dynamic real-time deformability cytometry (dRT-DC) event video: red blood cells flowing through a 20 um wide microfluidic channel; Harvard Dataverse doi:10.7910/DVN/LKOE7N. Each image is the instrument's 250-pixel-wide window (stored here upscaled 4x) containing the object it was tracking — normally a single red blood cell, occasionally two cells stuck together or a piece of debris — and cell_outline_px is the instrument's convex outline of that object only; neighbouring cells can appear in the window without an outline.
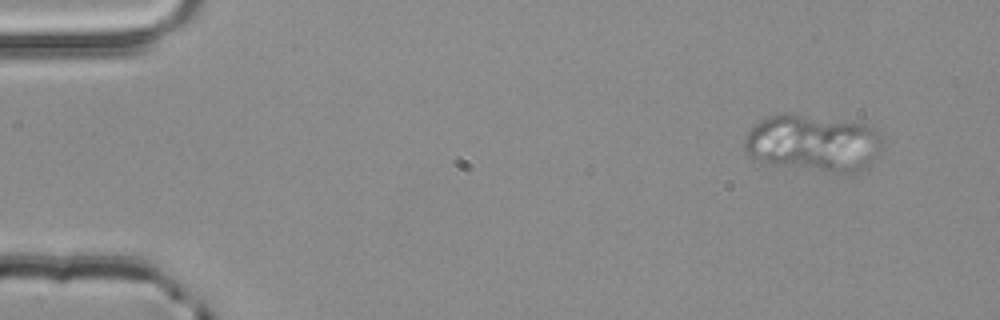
{"species": "common noctule bat (a hibernating species)", "species_latin": "Nyctalus noctula", "temperature_condition": "room temperature", "stored_images_in_passage": 3, "camera_frame_rate_fps": 3000, "um_per_image_px": 0.085, "animal": {"sex": "male", "body_mass_g": 20.4}, "frame": {"image": 1, "passage_image": 1, "time_ms": 0.0, "image_size_px": [1000, 320], "cell_outline_px": [[884, 140], [876, 156], [868, 168], [864, 172], [828, 172], [768, 164], [752, 160], [748, 156], [744, 148], [744, 136], [760, 120], [768, 116], [784, 112], [788, 112], [864, 124], [876, 128], [884, 136]], "centroid_in_image_um": [69.12, 12.17], "position_along_channel_um": 15.9, "area_um2": 46.7}}
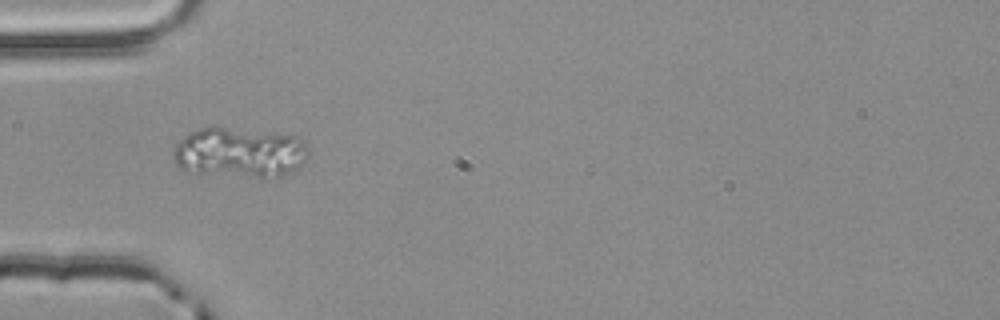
{"frame": {"image": 2, "passage_image": 3, "time_ms": 0.667, "image_size_px": [1000, 320], "cell_outline_px": [[308, 156], [296, 168], [280, 176], [264, 180], [184, 172], [172, 160], [172, 152], [176, 144], [188, 132], [212, 124], [216, 124], [304, 136], [308, 148]], "centroid_in_image_um": [20.35, 12.95], "position_along_channel_um": 64.7, "area_um2": 41.85}}